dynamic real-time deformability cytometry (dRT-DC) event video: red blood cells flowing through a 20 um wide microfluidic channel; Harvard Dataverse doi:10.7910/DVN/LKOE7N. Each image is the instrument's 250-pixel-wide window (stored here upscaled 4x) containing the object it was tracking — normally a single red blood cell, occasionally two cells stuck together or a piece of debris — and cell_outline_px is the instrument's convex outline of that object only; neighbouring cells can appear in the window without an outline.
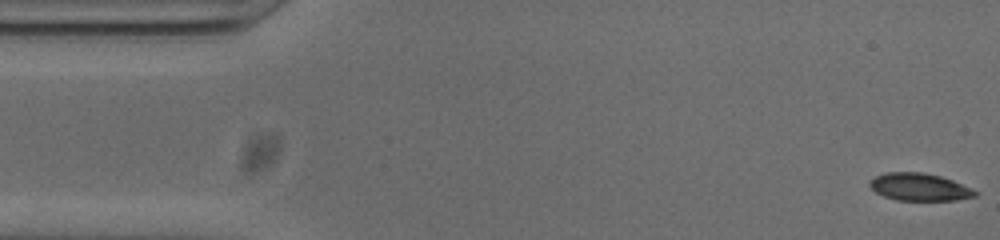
{"species": "common noctule bat (a hibernating species)", "species_latin": "Nyctalus noctula", "temperature_condition": "cold", "stored_images_in_passage": 52, "camera_frame_rate_fps": 3000, "um_per_image_px": 0.085, "animal": {"sex": "male", "body_mass_g": 20.0, "forearm_length_mm": 53.3}, "frame": {"image": 1, "passage_image": 1, "time_ms": 0.0, "image_size_px": [1000, 240], "cell_outline_px": [[980, 192], [976, 196], [956, 200], [896, 200], [884, 196], [876, 192], [868, 184], [876, 176], [888, 172], [920, 172], [940, 176], [952, 180]], "centroid_in_image_um": [78.18, 15.9], "position_along_channel_um": 6.8, "area_um2": 16.7}}
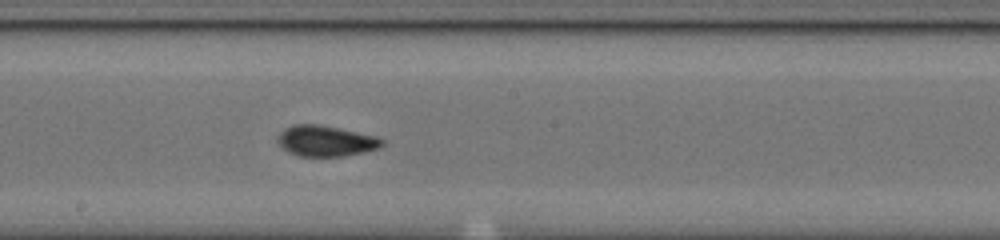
{"frame": {"image": 2, "passage_image": 27, "time_ms": 8.667, "image_size_px": [1000, 240], "cell_outline_px": [[384, 144], [380, 148], [344, 156], [296, 156], [288, 152], [276, 140], [276, 136], [284, 128], [292, 124], [320, 124], [372, 136], [384, 140]], "centroid_in_image_um": [27.62, 11.98], "position_along_channel_um": 220.6, "area_um2": 18.61}}
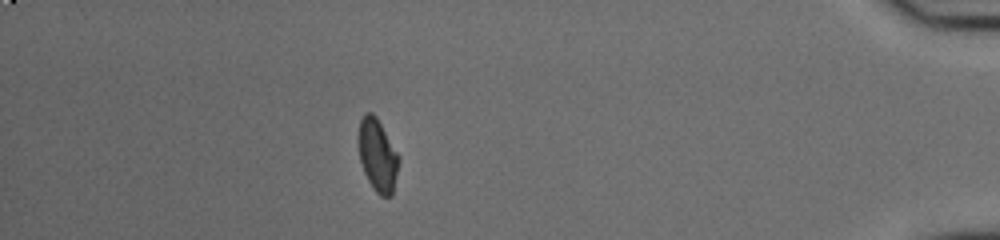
{"frame": {"image": 3, "passage_image": 46, "time_ms": 15.0, "image_size_px": [1000, 240], "cell_outline_px": [[400, 160], [392, 196], [380, 196], [376, 192], [368, 180], [364, 172], [360, 160], [360, 120], [364, 112], [372, 112], [376, 116], [396, 152]], "centroid_in_image_um": [32.11, 13.23], "position_along_channel_um": 403.1, "area_um2": 16.53}, "authors_computed_cell_mechanics": {"area_um2": 17.7735, "velocity_mm_per_s": 3.7988, "shape_relaxation_time_tau1_ms": null, "shape_relaxation_time_tau2_ms": 1.5443, "deformation_change_tau1": null, "deformation_change_tau2": 0.0527}}